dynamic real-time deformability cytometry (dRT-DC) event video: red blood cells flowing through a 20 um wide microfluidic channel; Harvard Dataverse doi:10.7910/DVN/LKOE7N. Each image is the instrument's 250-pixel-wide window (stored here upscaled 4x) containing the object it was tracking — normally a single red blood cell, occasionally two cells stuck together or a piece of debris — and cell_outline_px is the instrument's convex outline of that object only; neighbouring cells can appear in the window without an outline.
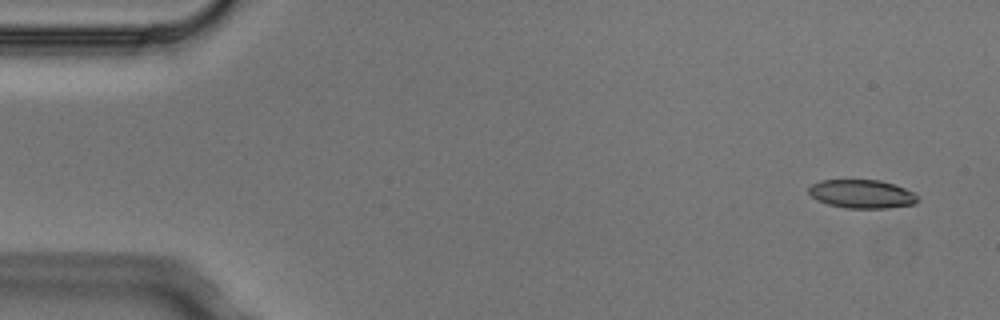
{"species": "Egyptian fruit bat (a non-hibernating species)", "species_latin": "Rousettus aegyptiacus", "temperature_condition": "cold", "stored_images_in_passage": 3, "camera_frame_rate_fps": 3000, "um_per_image_px": 0.085, "animal": {"sex": "male"}, "frame": {"image": 1, "passage_image": 1, "time_ms": 0.0, "image_size_px": [1000, 320], "cell_outline_px": [[920, 200], [916, 204], [888, 208], [844, 208], [828, 204], [812, 196], [808, 192], [808, 188], [812, 184], [820, 180], [880, 180], [904, 188], [912, 192]], "centroid_in_image_um": [73.27, 16.49], "position_along_channel_um": 11.7, "area_um2": 18.03}}